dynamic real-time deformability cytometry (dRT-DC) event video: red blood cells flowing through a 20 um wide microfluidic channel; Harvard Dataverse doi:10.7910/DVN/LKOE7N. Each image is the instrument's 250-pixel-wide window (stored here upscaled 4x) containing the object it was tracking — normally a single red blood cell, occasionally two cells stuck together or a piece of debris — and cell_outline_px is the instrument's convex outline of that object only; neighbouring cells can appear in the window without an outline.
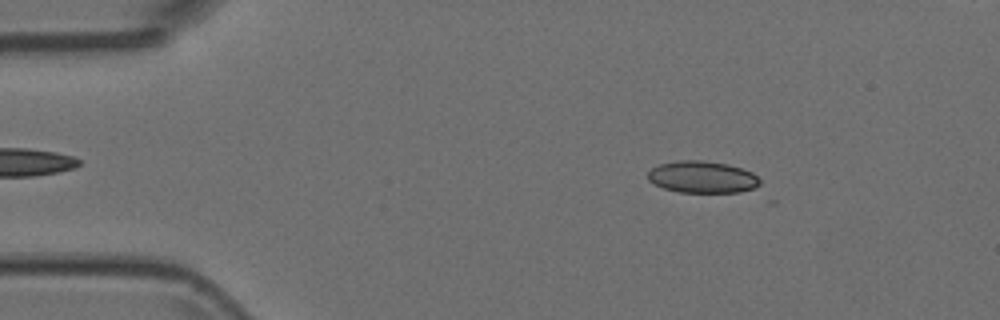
{"species": "Egyptian fruit bat (a non-hibernating species)", "species_latin": "Rousettus aegyptiacus", "temperature_condition": "room temperature", "stored_images_in_passage": 6, "segment_of_instrument_passage": [1, 2], "camera_frame_rate_fps": 3000, "um_per_image_px": 0.085, "animal": {"sex": "female"}, "frame": {"image": 1, "passage_image": 3, "time_ms": 0.667, "image_size_px": [1000, 320], "cell_outline_px": [[760, 184], [752, 188], [740, 192], [680, 192], [664, 188], [648, 180], [648, 172], [652, 168], [660, 164], [676, 160], [704, 160], [728, 164], [752, 172], [760, 180]], "centroid_in_image_um": [59.69, 15.04], "position_along_channel_um": 25.3, "area_um2": 20.69}}